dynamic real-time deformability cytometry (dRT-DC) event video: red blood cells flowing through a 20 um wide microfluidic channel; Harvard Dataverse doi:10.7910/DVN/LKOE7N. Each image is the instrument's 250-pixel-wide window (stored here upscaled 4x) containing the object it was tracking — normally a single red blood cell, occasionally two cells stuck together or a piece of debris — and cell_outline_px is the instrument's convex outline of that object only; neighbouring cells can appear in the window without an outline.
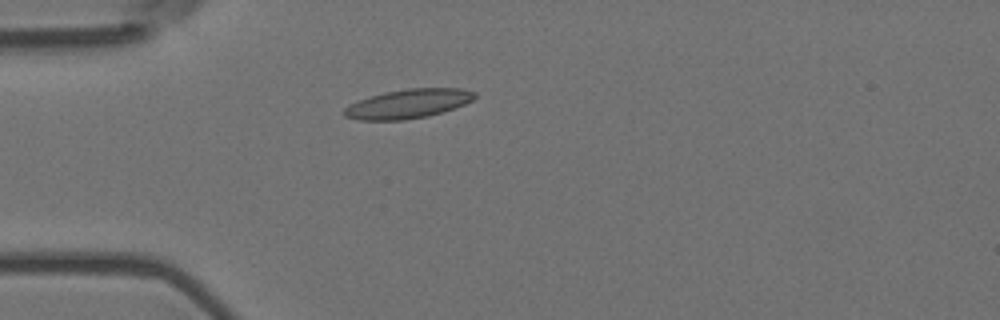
{"species": "Egyptian fruit bat (a non-hibernating species)", "species_latin": "Rousettus aegyptiacus", "temperature_condition": "room temperature", "stored_images_in_passage": 34, "camera_frame_rate_fps": 3000, "um_per_image_px": 0.085, "animal": {"sex": "female"}, "frame": {"image": 1, "passage_image": 1, "time_ms": 0.0, "image_size_px": [1000, 320], "cell_outline_px": [[476, 96], [472, 100], [464, 104], [428, 116], [404, 120], [360, 120], [344, 116], [344, 108], [360, 100], [384, 92], [408, 88], [460, 88], [476, 92]], "centroid_in_image_um": [34.7, 8.81], "position_along_channel_um": 50.3, "area_um2": 21.85}}
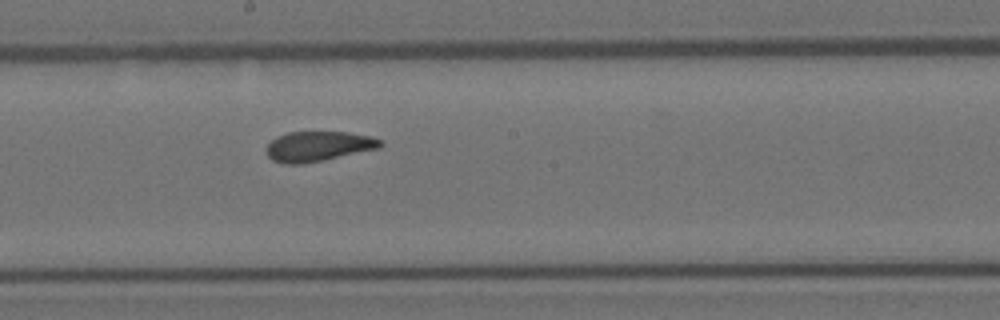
{"frame": {"image": 2, "passage_image": 16, "time_ms": 5.0, "image_size_px": [1000, 320], "cell_outline_px": [[384, 144], [380, 148], [324, 160], [300, 164], [284, 164], [272, 160], [268, 156], [264, 148], [276, 136], [288, 132], [348, 132], [372, 136], [380, 140]], "centroid_in_image_um": [27.04, 12.43], "position_along_channel_um": 221.2, "area_um2": 20.11}}
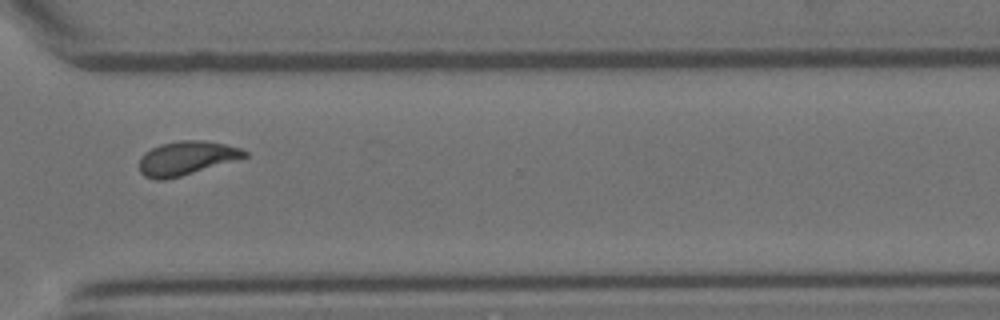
{"frame": {"image": 3, "passage_image": 27, "time_ms": 8.667, "image_size_px": [1000, 320], "cell_outline_px": [[248, 156], [180, 176], [164, 180], [156, 180], [144, 176], [140, 172], [140, 156], [144, 152], [160, 144], [180, 140], [204, 140], [224, 144], [240, 148], [248, 152]], "centroid_in_image_um": [15.81, 13.43], "position_along_channel_um": 354.8, "area_um2": 20.58}, "authors_computed_cell_mechanics": {"area_um2": 20.519, "velocity_mm_per_s": 3.6536, "shape_relaxation_time_tau1_ms": 7.6654, "shape_relaxation_time_tau2_ms": 1.6841, "deformation_change_tau1": 0.1884, "deformation_change_tau2": 0.0889}}